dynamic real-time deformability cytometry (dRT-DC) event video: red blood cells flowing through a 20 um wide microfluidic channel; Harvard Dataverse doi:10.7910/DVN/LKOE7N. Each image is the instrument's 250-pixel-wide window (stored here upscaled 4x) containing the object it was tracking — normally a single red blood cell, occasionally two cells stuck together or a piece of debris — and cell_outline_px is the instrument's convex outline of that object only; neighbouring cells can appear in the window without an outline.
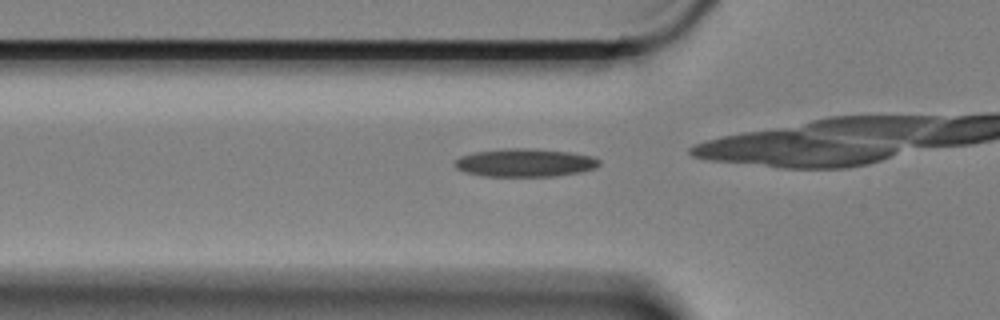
{"species": "Egyptian fruit bat (a non-hibernating species)", "species_latin": "Rousettus aegyptiacus", "temperature_condition": "cold", "stored_images_in_passage": 33, "camera_frame_rate_fps": 3000, "um_per_image_px": 0.085, "animal": {"sex": "female"}, "frame": {"image": 1, "passage_image": 6, "time_ms": 1.667, "image_size_px": [1000, 320], "cell_outline_px": [[600, 164], [596, 168], [580, 172], [552, 176], [484, 176], [464, 172], [456, 168], [452, 164], [460, 156], [476, 152], [504, 148], [520, 148], [568, 152], [592, 156], [600, 160]], "centroid_in_image_um": [44.59, 13.84], "position_along_channel_um": 81.2, "area_um2": 23.52}}
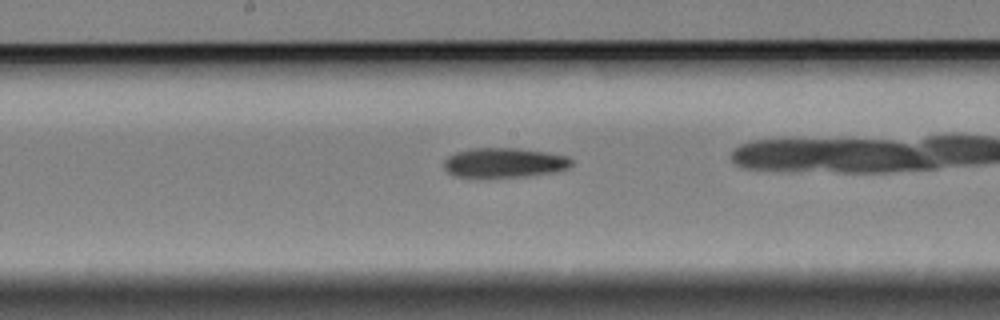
{"frame": {"image": 2, "passage_image": 17, "time_ms": 5.333, "image_size_px": [1000, 320], "cell_outline_px": [[572, 164], [568, 168], [556, 172], [528, 176], [456, 176], [448, 172], [444, 168], [444, 160], [448, 156], [456, 152], [472, 148], [516, 148], [544, 152], [568, 156], [572, 160]], "centroid_in_image_um": [42.88, 13.82], "position_along_channel_um": 205.3, "area_um2": 21.79}}
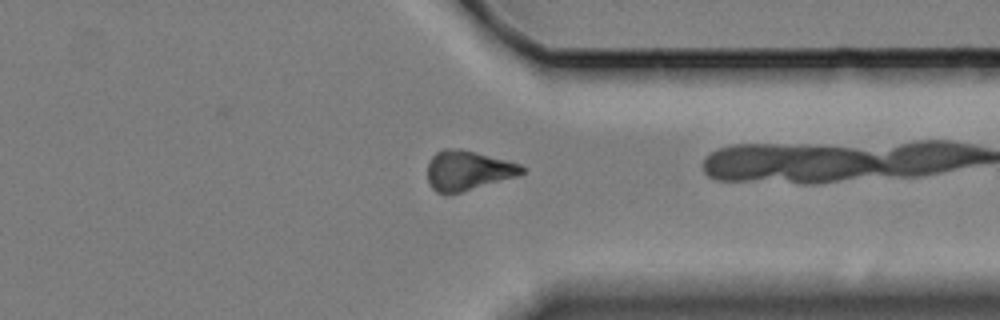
{"frame": {"image": 3, "passage_image": 32, "time_ms": 10.333, "image_size_px": [1000, 320], "cell_outline_px": [[524, 172], [516, 176], [448, 196], [444, 196], [436, 192], [432, 188], [428, 180], [428, 164], [432, 156], [436, 152], [444, 148], [460, 148], [508, 160], [520, 164], [524, 168]], "centroid_in_image_um": [39.73, 14.5], "position_along_channel_um": 371.7, "area_um2": 22.02}}